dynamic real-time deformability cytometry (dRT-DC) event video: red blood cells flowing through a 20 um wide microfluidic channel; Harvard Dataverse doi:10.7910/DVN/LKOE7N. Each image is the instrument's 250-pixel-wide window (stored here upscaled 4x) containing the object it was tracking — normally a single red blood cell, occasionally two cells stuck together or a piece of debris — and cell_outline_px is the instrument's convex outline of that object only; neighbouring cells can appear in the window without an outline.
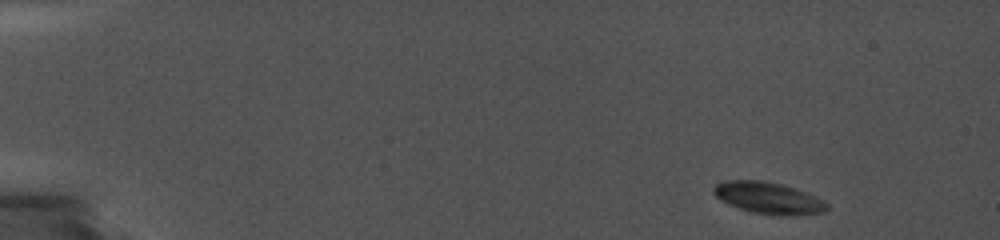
{"species": "common noctule bat (a hibernating species)", "species_latin": "Nyctalus noctula", "temperature_condition": "cold", "stored_images_in_passage": 46, "camera_frame_rate_fps": 5000, "um_per_image_px": 0.085, "animal": {"sex": "female", "body_mass_g": 19.0, "forearm_length_mm": 56.7}, "frame": {"image": 1, "passage_image": 1, "time_ms": 0.0, "image_size_px": [1000, 240], "cell_outline_px": [[828, 208], [824, 212], [792, 216], [780, 216], [756, 212], [740, 208], [728, 204], [720, 200], [712, 192], [712, 188], [716, 184], [724, 180], [760, 180], [780, 184], [816, 196], [824, 200], [828, 204]], "centroid_in_image_um": [65.31, 16.83], "position_along_channel_um": 19.7, "area_um2": 20.81}}
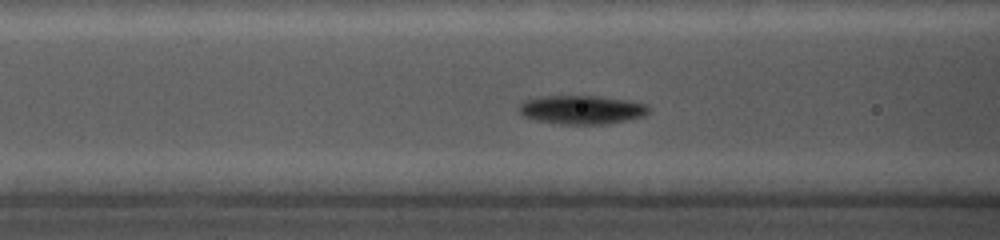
{"frame": {"image": 2, "passage_image": 22, "time_ms": 6.2, "image_size_px": [1000, 240], "cell_outline_px": [[648, 112], [644, 116], [604, 124], [560, 124], [536, 120], [524, 116], [520, 112], [520, 104], [524, 100], [540, 96], [600, 96], [624, 100], [644, 104], [648, 108]], "centroid_in_image_um": [49.4, 9.32], "position_along_channel_um": 117.2, "area_um2": 21.39}}
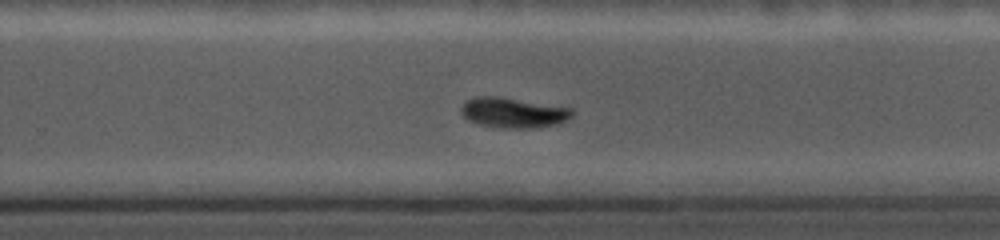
{"frame": {"image": 3, "passage_image": 38, "time_ms": 10.8, "image_size_px": [1000, 240], "cell_outline_px": [[572, 116], [556, 124], [536, 128], [508, 128], [480, 124], [468, 120], [460, 112], [460, 108], [468, 100], [476, 96], [500, 96], [572, 108]], "centroid_in_image_um": [43.61, 9.56], "position_along_channel_um": 286.2, "area_um2": 19.36}}